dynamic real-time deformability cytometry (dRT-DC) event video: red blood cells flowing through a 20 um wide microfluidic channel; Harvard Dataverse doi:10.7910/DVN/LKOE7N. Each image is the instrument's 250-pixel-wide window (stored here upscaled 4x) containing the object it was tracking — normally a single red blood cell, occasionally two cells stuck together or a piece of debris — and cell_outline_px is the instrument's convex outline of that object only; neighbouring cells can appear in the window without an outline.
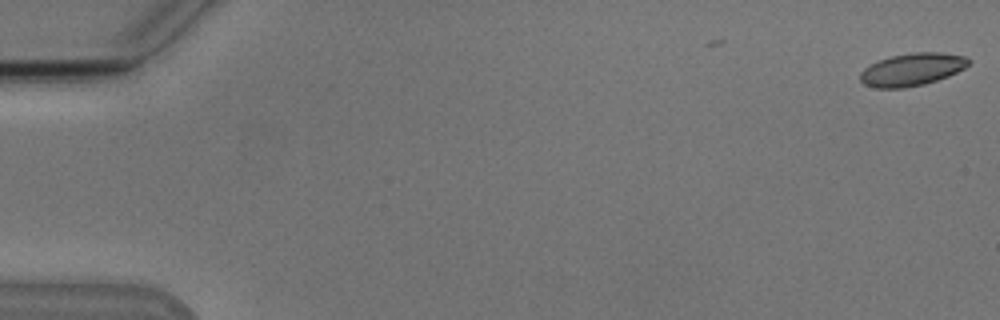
{"species": "Egyptian fruit bat (a non-hibernating species)", "species_latin": "Rousettus aegyptiacus", "temperature_condition": "cold", "stored_images_in_passage": 2, "camera_frame_rate_fps": 3000, "um_per_image_px": 0.085, "animal": {"sex": "male"}, "frame": {"image": 1, "passage_image": 2, "time_ms": 0.333, "image_size_px": [1000, 320], "cell_outline_px": [[972, 60], [964, 68], [948, 76], [924, 84], [904, 88], [876, 88], [864, 84], [860, 80], [860, 72], [864, 68], [876, 60], [892, 56], [912, 52], [940, 52], [964, 56]], "centroid_in_image_um": [77.5, 5.9], "position_along_channel_um": 7.5, "area_um2": 20.63}}